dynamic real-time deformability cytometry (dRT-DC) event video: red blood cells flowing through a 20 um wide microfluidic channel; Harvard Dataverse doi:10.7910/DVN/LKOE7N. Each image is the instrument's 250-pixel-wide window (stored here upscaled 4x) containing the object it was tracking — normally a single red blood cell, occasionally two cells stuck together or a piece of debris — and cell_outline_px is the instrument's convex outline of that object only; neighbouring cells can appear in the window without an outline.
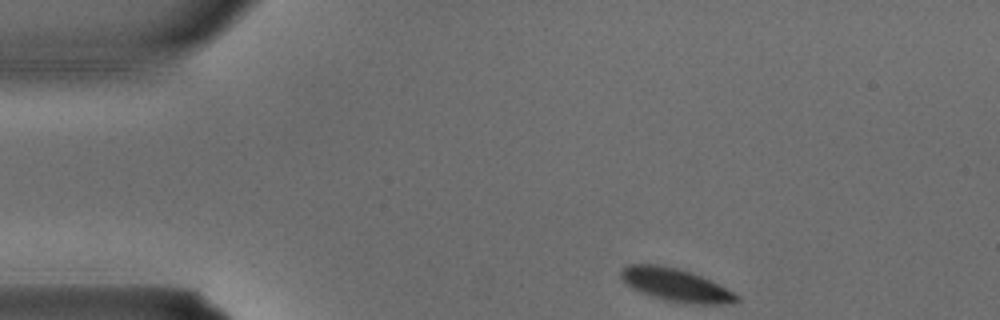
{"species": "common noctule bat (a hibernating species)", "species_latin": "Nyctalus noctula", "temperature_condition": "warm", "stored_images_in_passage": 2, "camera_frame_rate_fps": 3000, "um_per_image_px": 0.085, "animal": {"sex": "male", "body_mass_g": 15.6}, "frame": {"image": 1, "passage_image": 1, "time_ms": 0.0, "image_size_px": [1000, 320], "cell_outline_px": [[740, 300], [724, 304], [684, 304], [664, 300], [640, 292], [632, 288], [620, 276], [620, 272], [628, 264], [656, 264], [676, 268], [692, 272], [720, 284], [740, 296]], "centroid_in_image_um": [57.47, 24.23], "position_along_channel_um": 27.5, "area_um2": 22.25}}